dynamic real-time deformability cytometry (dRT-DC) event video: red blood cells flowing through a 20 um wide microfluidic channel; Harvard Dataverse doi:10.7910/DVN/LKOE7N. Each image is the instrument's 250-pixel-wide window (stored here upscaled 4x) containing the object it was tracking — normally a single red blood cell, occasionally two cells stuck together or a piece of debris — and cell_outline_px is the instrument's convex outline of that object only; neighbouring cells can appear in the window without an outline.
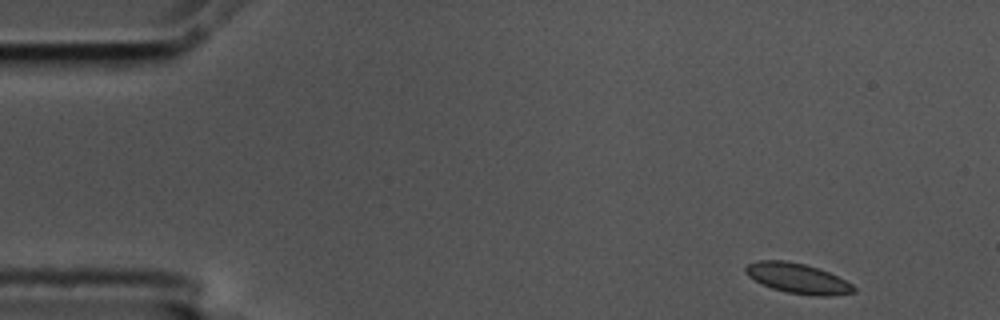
{"species": "common noctule bat (a hibernating species)", "species_latin": "Nyctalus noctula", "temperature_condition": "cold", "stored_images_in_passage": 9, "camera_frame_rate_fps": 3000, "um_per_image_px": 0.085, "animal": {"sex": "male", "body_mass_g": 17.5, "forearm_length_mm": 52.3}, "frame": {"image": 1, "passage_image": 1, "time_ms": 0.0, "image_size_px": [1000, 320], "cell_outline_px": [[856, 292], [832, 296], [816, 296], [788, 292], [772, 288], [760, 284], [748, 276], [744, 272], [744, 268], [748, 264], [760, 260], [784, 260], [804, 264], [828, 272], [852, 284], [856, 288]], "centroid_in_image_um": [67.78, 23.67], "position_along_channel_um": 17.2, "area_um2": 18.9}}
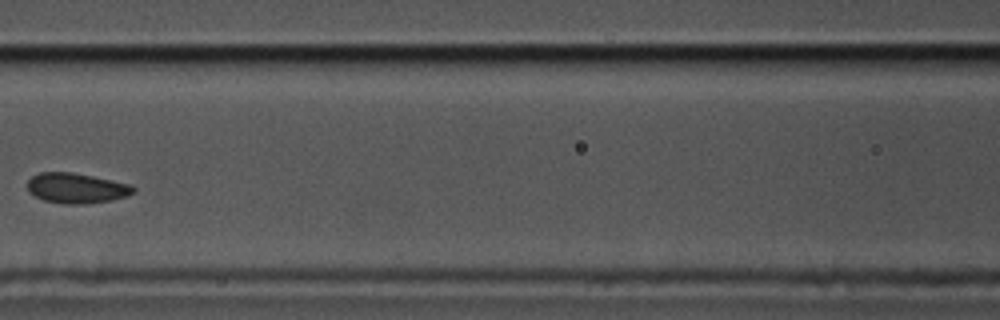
{"frame": {"image": 2, "passage_image": 6, "time_ms": 1.667, "image_size_px": [1000, 320], "cell_outline_px": [[136, 192], [112, 200], [84, 204], [64, 204], [44, 200], [28, 192], [28, 180], [32, 176], [40, 172], [72, 172], [112, 180], [128, 184], [136, 188]], "centroid_in_image_um": [6.48, 15.99], "position_along_channel_um": 160.1, "area_um2": 18.55}}
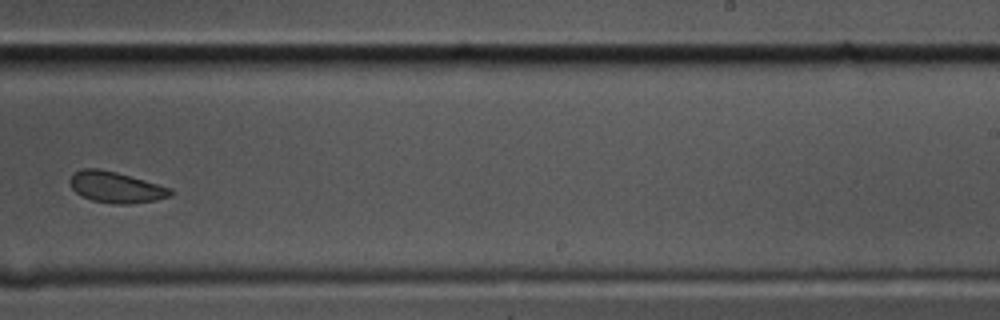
{"frame": {"image": 3, "passage_image": 9, "time_ms": 2.667, "image_size_px": [1000, 320], "cell_outline_px": [[176, 192], [172, 196], [156, 200], [128, 204], [112, 204], [92, 200], [76, 192], [72, 188], [68, 180], [72, 172], [84, 168], [100, 168], [116, 172], [172, 188]], "centroid_in_image_um": [9.86, 15.91], "position_along_channel_um": 279.1, "area_um2": 18.38}}